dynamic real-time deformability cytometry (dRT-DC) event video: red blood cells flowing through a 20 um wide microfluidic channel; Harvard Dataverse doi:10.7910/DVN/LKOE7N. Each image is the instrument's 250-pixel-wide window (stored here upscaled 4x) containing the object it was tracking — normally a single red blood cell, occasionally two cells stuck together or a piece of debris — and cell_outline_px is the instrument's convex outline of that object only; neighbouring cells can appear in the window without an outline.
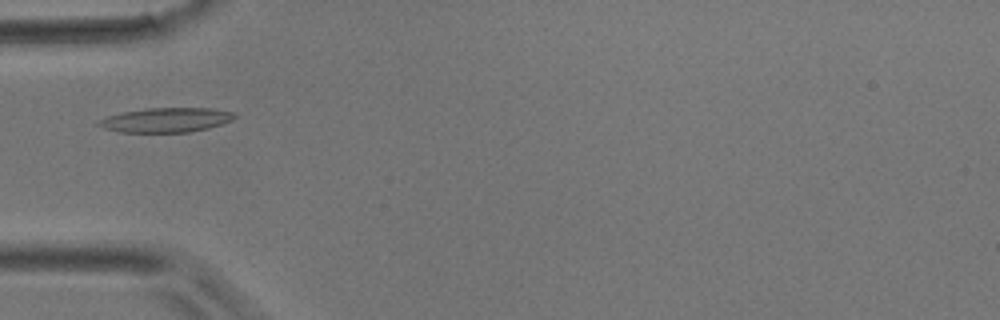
{"species": "common noctule bat (a hibernating species)", "species_latin": "Nyctalus noctula", "temperature_condition": "room temperature", "stored_images_in_passage": 2, "camera_frame_rate_fps": 3000, "um_per_image_px": 0.085, "animal": {"sex": "male", "body_mass_g": 17.9}, "frame": {"image": 1, "passage_image": 2, "time_ms": 0.333, "image_size_px": [1000, 320], "cell_outline_px": [[240, 116], [232, 120], [208, 128], [188, 132], [120, 132], [104, 128], [96, 124], [100, 120], [108, 116], [124, 112], [148, 108], [212, 108], [236, 112]], "centroid_in_image_um": [14.19, 10.19], "position_along_channel_um": 70.8, "area_um2": 19.36}}